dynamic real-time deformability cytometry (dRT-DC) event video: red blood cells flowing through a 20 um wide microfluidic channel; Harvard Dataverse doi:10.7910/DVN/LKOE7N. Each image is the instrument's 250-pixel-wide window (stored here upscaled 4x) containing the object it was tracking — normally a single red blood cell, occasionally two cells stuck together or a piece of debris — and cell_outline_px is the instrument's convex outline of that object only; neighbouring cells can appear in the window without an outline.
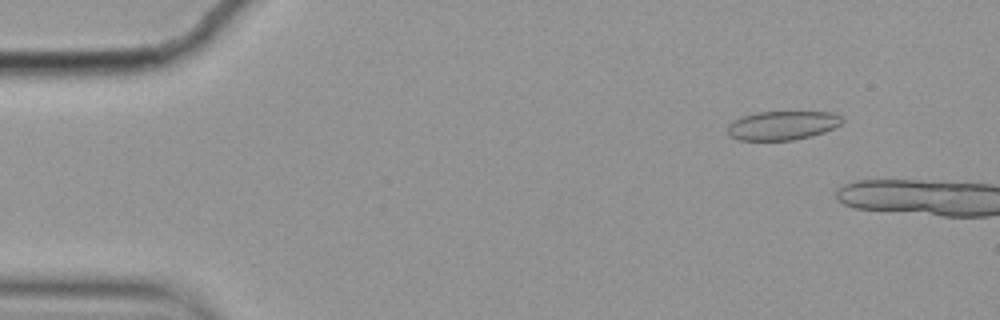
{"species": "common noctule bat (a hibernating species)", "species_latin": "Nyctalus noctula", "temperature_condition": "cold", "stored_images_in_passage": 8, "camera_frame_rate_fps": 3000, "um_per_image_px": 0.085, "animal": {"sex": "female", "body_mass_g": 19.9}, "frame": {"image": 1, "passage_image": 6, "time_ms": 1.667, "image_size_px": [1000, 320], "cell_outline_px": [[844, 120], [840, 124], [824, 132], [812, 136], [796, 140], [740, 140], [728, 136], [728, 124], [732, 120], [756, 112], [832, 112], [840, 116]], "centroid_in_image_um": [66.48, 10.66], "position_along_channel_um": 18.5, "area_um2": 19.36}}